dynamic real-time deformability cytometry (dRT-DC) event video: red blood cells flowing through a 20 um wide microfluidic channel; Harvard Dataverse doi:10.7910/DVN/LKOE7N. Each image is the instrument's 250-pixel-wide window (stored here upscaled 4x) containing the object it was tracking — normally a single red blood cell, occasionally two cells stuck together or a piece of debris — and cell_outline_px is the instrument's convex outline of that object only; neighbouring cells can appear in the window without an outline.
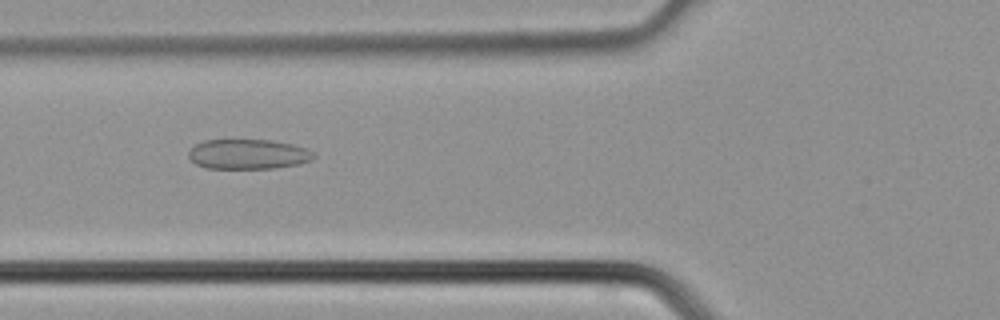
{"species": "common noctule bat (a hibernating species)", "species_latin": "Nyctalus noctula", "temperature_condition": "cold", "stored_images_in_passage": 38, "camera_frame_rate_fps": 3000, "um_per_image_px": 0.085, "animal": {"sex": "male", "body_mass_g": 21.5, "forearm_length_mm": 52.0}, "frame": {"image": 1, "passage_image": 14, "time_ms": 4.333, "image_size_px": [1000, 320], "cell_outline_px": [[316, 156], [312, 160], [300, 164], [276, 168], [204, 168], [196, 164], [188, 156], [188, 152], [196, 144], [204, 140], [272, 140], [292, 144], [308, 148], [316, 152]], "centroid_in_image_um": [21.15, 13.1], "position_along_channel_um": 104.7, "area_um2": 22.02}}
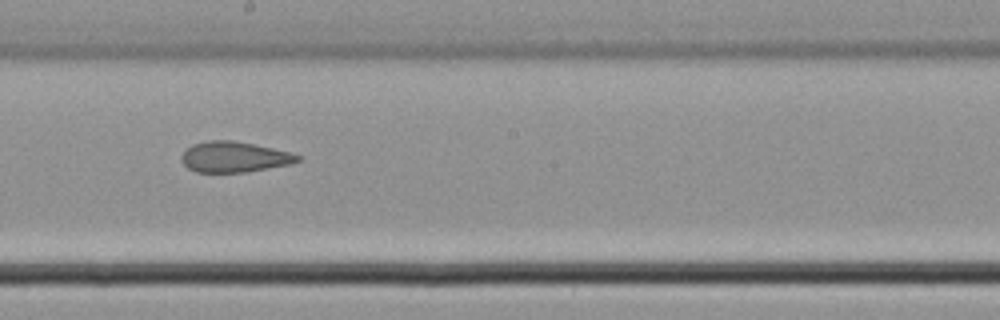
{"frame": {"image": 2, "passage_image": 21, "time_ms": 6.667, "image_size_px": [1000, 320], "cell_outline_px": [[304, 156], [300, 160], [288, 164], [268, 168], [244, 172], [196, 172], [188, 168], [184, 164], [184, 152], [192, 144], [208, 140], [232, 140], [272, 148]], "centroid_in_image_um": [19.93, 13.34], "position_along_channel_um": 228.3, "area_um2": 20.35}}
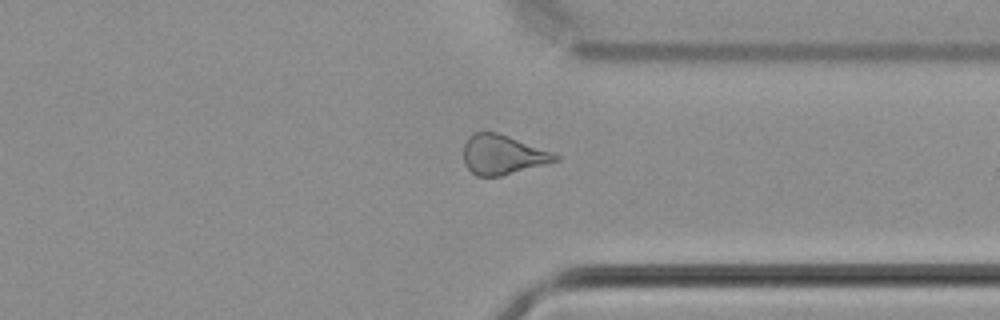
{"frame": {"image": 3, "passage_image": 29, "time_ms": 9.333, "image_size_px": [1000, 320], "cell_outline_px": [[560, 160], [500, 176], [476, 176], [464, 164], [464, 144], [468, 136], [476, 132], [496, 132], [508, 136], [552, 152], [560, 156]], "centroid_in_image_um": [42.7, 13.15], "position_along_channel_um": 368.7, "area_um2": 20.92}}